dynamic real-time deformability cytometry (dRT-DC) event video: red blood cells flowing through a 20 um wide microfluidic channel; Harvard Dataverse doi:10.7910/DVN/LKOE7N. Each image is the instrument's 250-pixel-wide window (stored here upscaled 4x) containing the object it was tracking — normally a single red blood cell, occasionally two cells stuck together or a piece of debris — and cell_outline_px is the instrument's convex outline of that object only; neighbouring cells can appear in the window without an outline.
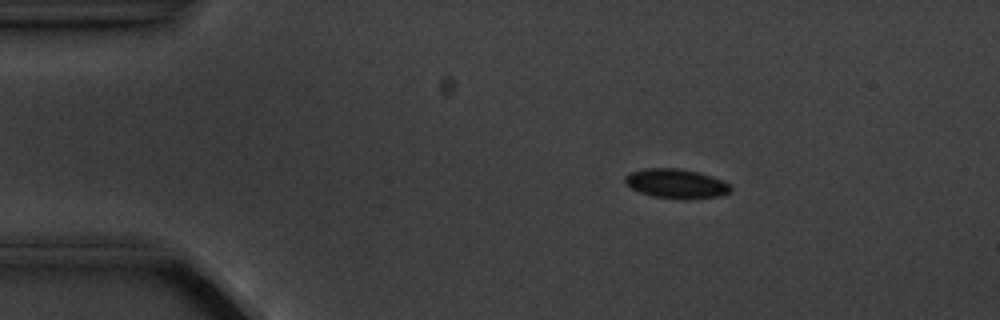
{"species": "common noctule bat (a hibernating species)", "species_latin": "Nyctalus noctula", "temperature_condition": "cold", "stored_images_in_passage": 4, "camera_frame_rate_fps": 3000, "um_per_image_px": 0.085, "animal": {"sex": "male", "body_mass_g": 20.1, "forearm_length_mm": 53.5}, "frame": {"image": 1, "passage_image": 2, "time_ms": 1.0, "image_size_px": [1000, 320], "cell_outline_px": [[732, 188], [728, 192], [720, 196], [652, 196], [640, 192], [632, 188], [624, 180], [624, 176], [628, 172], [644, 168], [680, 168], [712, 176], [728, 184]], "centroid_in_image_um": [57.39, 15.54], "position_along_channel_um": 27.6, "area_um2": 17.11}}
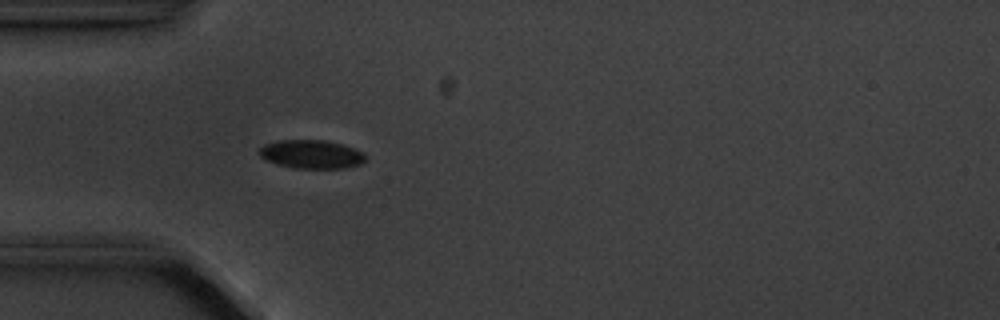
{"frame": {"image": 2, "passage_image": 4, "time_ms": 3.333, "image_size_px": [1000, 320], "cell_outline_px": [[364, 160], [360, 164], [344, 168], [296, 168], [280, 164], [268, 160], [260, 156], [260, 148], [264, 144], [280, 140], [324, 140], [344, 144], [364, 152]], "centroid_in_image_um": [26.5, 13.1], "position_along_channel_um": 58.5, "area_um2": 17.46}}